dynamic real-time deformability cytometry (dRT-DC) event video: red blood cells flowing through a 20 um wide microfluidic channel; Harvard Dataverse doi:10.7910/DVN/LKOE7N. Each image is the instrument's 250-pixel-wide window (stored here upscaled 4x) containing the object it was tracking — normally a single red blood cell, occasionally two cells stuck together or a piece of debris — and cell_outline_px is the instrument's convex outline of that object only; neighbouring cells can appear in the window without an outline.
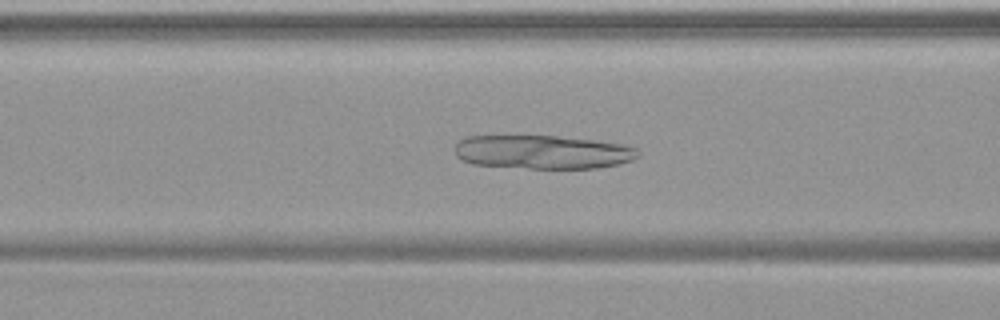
{"species": "common noctule bat (a hibernating species)", "species_latin": "Nyctalus noctula", "temperature_condition": "warm", "stored_images_in_passage": 54, "camera_frame_rate_fps": 3000, "um_per_image_px": 0.085, "animal": {"sex": "female", "body_mass_g": 19.9}, "frame": {"image": 1, "passage_image": 22, "time_ms": 7.0, "image_size_px": [1000, 320], "cell_outline_px": [[640, 156], [632, 160], [620, 164], [596, 168], [528, 168], [472, 164], [460, 160], [456, 156], [456, 144], [464, 136], [556, 136], [592, 140], [624, 144], [636, 148], [640, 152]], "centroid_in_image_um": [46.14, 12.92], "position_along_channel_um": 120.5, "area_um2": 36.07}}
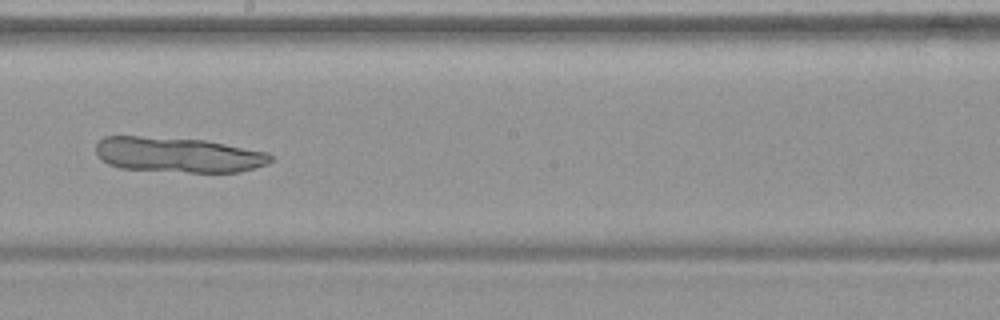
{"frame": {"image": 2, "passage_image": 31, "time_ms": 10.0, "image_size_px": [1000, 320], "cell_outline_px": [[272, 160], [268, 164], [240, 172], [188, 172], [120, 168], [108, 164], [100, 160], [96, 156], [96, 144], [104, 136], [140, 136], [204, 140], [268, 152], [272, 156]], "centroid_in_image_um": [15.12, 13.16], "position_along_channel_um": 233.1, "area_um2": 35.89}}
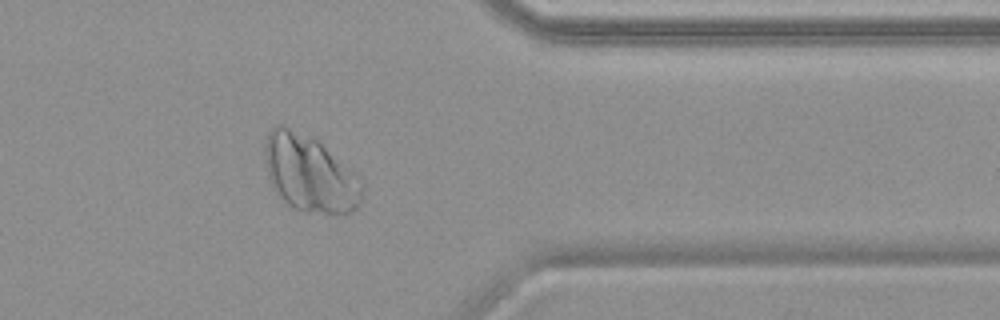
{"frame": {"image": 3, "passage_image": 44, "time_ms": 14.333, "image_size_px": [1000, 320], "cell_outline_px": [[364, 188], [360, 204], [352, 212], [344, 216], [300, 212], [292, 208], [276, 196], [272, 188], [268, 176], [264, 152], [264, 144], [268, 132], [276, 124], [284, 124], [312, 136], [356, 172], [360, 176], [364, 184]], "centroid_in_image_um": [26.35, 14.79], "position_along_channel_um": 385.1, "area_um2": 45.08}}